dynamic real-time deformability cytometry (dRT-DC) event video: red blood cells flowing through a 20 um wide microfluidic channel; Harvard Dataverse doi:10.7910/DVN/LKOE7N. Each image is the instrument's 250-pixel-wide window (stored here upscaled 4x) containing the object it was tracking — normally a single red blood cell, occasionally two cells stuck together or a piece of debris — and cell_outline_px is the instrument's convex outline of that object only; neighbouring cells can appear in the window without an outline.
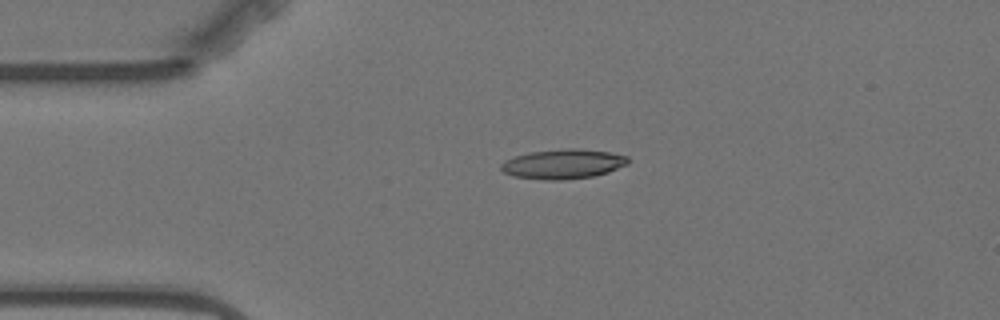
{"species": "Egyptian fruit bat (a non-hibernating species)", "species_latin": "Rousettus aegyptiacus", "temperature_condition": "warm", "stored_images_in_passage": 2, "camera_frame_rate_fps": 3000, "um_per_image_px": 0.085, "animal": {"sex": "female"}, "frame": {"image": 1, "passage_image": 1, "time_ms": 0.0, "image_size_px": [1000, 320], "cell_outline_px": [[628, 164], [608, 172], [592, 176], [564, 180], [544, 180], [512, 176], [504, 172], [500, 168], [500, 164], [504, 160], [528, 152], [568, 148], [576, 148], [608, 152], [628, 156]], "centroid_in_image_um": [47.83, 13.94], "position_along_channel_um": 37.2, "area_um2": 21.96}}